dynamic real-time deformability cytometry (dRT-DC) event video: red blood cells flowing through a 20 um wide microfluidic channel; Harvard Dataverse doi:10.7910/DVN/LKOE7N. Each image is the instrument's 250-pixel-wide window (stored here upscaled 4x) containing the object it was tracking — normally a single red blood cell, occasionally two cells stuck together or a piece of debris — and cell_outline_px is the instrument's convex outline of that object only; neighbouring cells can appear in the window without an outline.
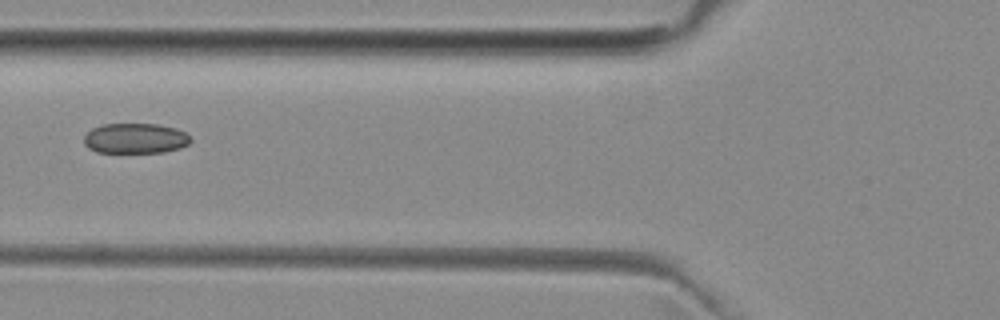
{"species": "common noctule bat (a hibernating species)", "species_latin": "Nyctalus noctula", "temperature_condition": "room temperature", "stored_images_in_passage": 6, "camera_frame_rate_fps": 3000, "um_per_image_px": 0.085, "animal": {"sex": "female", "body_mass_g": 29.2, "forearm_length_mm": 56.3}, "frame": {"image": 1, "passage_image": 5, "time_ms": 4.667, "image_size_px": [1000, 320], "cell_outline_px": [[192, 140], [188, 144], [180, 148], [164, 152], [96, 152], [88, 148], [84, 144], [84, 136], [92, 128], [104, 124], [156, 124], [176, 128], [184, 132]], "centroid_in_image_um": [11.49, 11.76], "position_along_channel_um": 114.3, "area_um2": 18.73}}
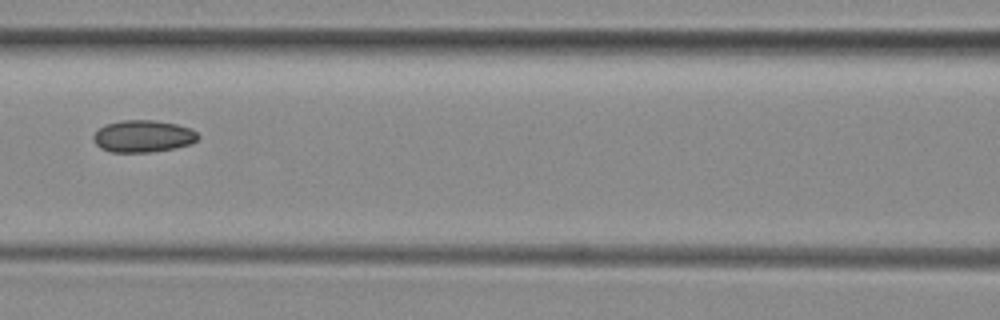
{"frame": {"image": 2, "passage_image": 6, "time_ms": 5.667, "image_size_px": [1000, 320], "cell_outline_px": [[200, 136], [196, 140], [188, 144], [172, 148], [148, 152], [112, 152], [100, 148], [92, 140], [92, 136], [104, 124], [120, 120], [156, 120], [176, 124], [192, 128]], "centroid_in_image_um": [12.13, 11.56], "position_along_channel_um": 154.5, "area_um2": 19.54}}